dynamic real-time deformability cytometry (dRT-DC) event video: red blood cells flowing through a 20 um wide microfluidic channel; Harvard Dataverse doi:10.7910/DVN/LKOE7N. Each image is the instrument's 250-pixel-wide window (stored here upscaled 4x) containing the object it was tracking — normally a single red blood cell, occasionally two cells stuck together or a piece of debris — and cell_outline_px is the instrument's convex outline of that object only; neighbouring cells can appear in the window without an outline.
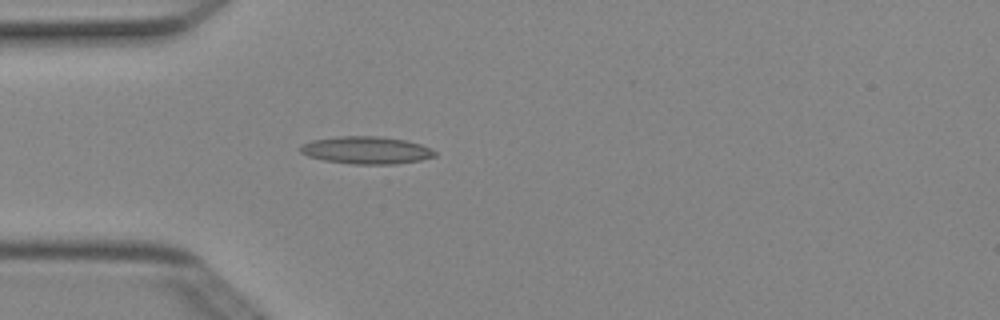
{"species": "Egyptian fruit bat (a non-hibernating species)", "species_latin": "Rousettus aegyptiacus", "temperature_condition": "cold", "stored_images_in_passage": 3, "camera_frame_rate_fps": 3000, "um_per_image_px": 0.085, "animal": {"sex": "female"}, "frame": {"image": 1, "passage_image": 3, "time_ms": 0.667, "image_size_px": [1000, 320], "cell_outline_px": [[436, 156], [420, 160], [396, 164], [352, 164], [324, 160], [308, 156], [300, 152], [300, 144], [312, 140], [340, 136], [380, 136], [404, 140], [420, 144], [436, 152]], "centroid_in_image_um": [31.11, 12.76], "position_along_channel_um": 53.9, "area_um2": 21.44}}